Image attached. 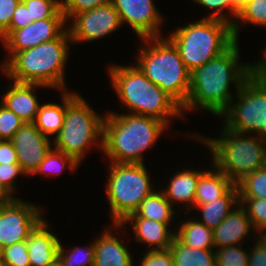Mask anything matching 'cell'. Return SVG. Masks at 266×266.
Masks as SVG:
<instances>
[{
	"label": "cell",
	"mask_w": 266,
	"mask_h": 266,
	"mask_svg": "<svg viewBox=\"0 0 266 266\" xmlns=\"http://www.w3.org/2000/svg\"><path fill=\"white\" fill-rule=\"evenodd\" d=\"M238 43L235 41L225 52L190 73V90L184 110L205 109L220 116L233 103L230 83L238 92L242 84L256 71V64H242ZM191 109V110H190Z\"/></svg>",
	"instance_id": "cell-1"
},
{
	"label": "cell",
	"mask_w": 266,
	"mask_h": 266,
	"mask_svg": "<svg viewBox=\"0 0 266 266\" xmlns=\"http://www.w3.org/2000/svg\"><path fill=\"white\" fill-rule=\"evenodd\" d=\"M103 121V151L112 163L143 164V152L155 144L165 122L150 116L108 113Z\"/></svg>",
	"instance_id": "cell-2"
},
{
	"label": "cell",
	"mask_w": 266,
	"mask_h": 266,
	"mask_svg": "<svg viewBox=\"0 0 266 266\" xmlns=\"http://www.w3.org/2000/svg\"><path fill=\"white\" fill-rule=\"evenodd\" d=\"M69 41L72 40L66 28L58 38L17 52L0 68L12 81L42 84L64 91Z\"/></svg>",
	"instance_id": "cell-3"
},
{
	"label": "cell",
	"mask_w": 266,
	"mask_h": 266,
	"mask_svg": "<svg viewBox=\"0 0 266 266\" xmlns=\"http://www.w3.org/2000/svg\"><path fill=\"white\" fill-rule=\"evenodd\" d=\"M113 88L132 114L157 118L167 125L170 117L182 115V107L135 66L109 67Z\"/></svg>",
	"instance_id": "cell-4"
},
{
	"label": "cell",
	"mask_w": 266,
	"mask_h": 266,
	"mask_svg": "<svg viewBox=\"0 0 266 266\" xmlns=\"http://www.w3.org/2000/svg\"><path fill=\"white\" fill-rule=\"evenodd\" d=\"M142 40L150 43L151 47L141 45L135 65L151 82L183 107L190 90V72L181 59L178 48L168 36L165 39L153 37Z\"/></svg>",
	"instance_id": "cell-5"
},
{
	"label": "cell",
	"mask_w": 266,
	"mask_h": 266,
	"mask_svg": "<svg viewBox=\"0 0 266 266\" xmlns=\"http://www.w3.org/2000/svg\"><path fill=\"white\" fill-rule=\"evenodd\" d=\"M248 135L224 127L220 139L205 136L197 139L211 150L214 167L236 184L246 174L266 166V138Z\"/></svg>",
	"instance_id": "cell-6"
},
{
	"label": "cell",
	"mask_w": 266,
	"mask_h": 266,
	"mask_svg": "<svg viewBox=\"0 0 266 266\" xmlns=\"http://www.w3.org/2000/svg\"><path fill=\"white\" fill-rule=\"evenodd\" d=\"M168 38L178 48L190 73L221 55L235 42L230 24L206 18L182 26Z\"/></svg>",
	"instance_id": "cell-7"
},
{
	"label": "cell",
	"mask_w": 266,
	"mask_h": 266,
	"mask_svg": "<svg viewBox=\"0 0 266 266\" xmlns=\"http://www.w3.org/2000/svg\"><path fill=\"white\" fill-rule=\"evenodd\" d=\"M104 116L98 115L77 93L66 92V112L54 148L73 157L79 164L91 143L103 149ZM101 136V139H99ZM97 140V141H96Z\"/></svg>",
	"instance_id": "cell-8"
},
{
	"label": "cell",
	"mask_w": 266,
	"mask_h": 266,
	"mask_svg": "<svg viewBox=\"0 0 266 266\" xmlns=\"http://www.w3.org/2000/svg\"><path fill=\"white\" fill-rule=\"evenodd\" d=\"M106 193L113 224L134 213L154 191L144 164L110 163Z\"/></svg>",
	"instance_id": "cell-9"
},
{
	"label": "cell",
	"mask_w": 266,
	"mask_h": 266,
	"mask_svg": "<svg viewBox=\"0 0 266 266\" xmlns=\"http://www.w3.org/2000/svg\"><path fill=\"white\" fill-rule=\"evenodd\" d=\"M236 93L238 100L221 114L224 127L266 138V79L256 70Z\"/></svg>",
	"instance_id": "cell-10"
},
{
	"label": "cell",
	"mask_w": 266,
	"mask_h": 266,
	"mask_svg": "<svg viewBox=\"0 0 266 266\" xmlns=\"http://www.w3.org/2000/svg\"><path fill=\"white\" fill-rule=\"evenodd\" d=\"M39 207L15 198L0 208V243L10 246L26 241L30 233L43 220Z\"/></svg>",
	"instance_id": "cell-11"
},
{
	"label": "cell",
	"mask_w": 266,
	"mask_h": 266,
	"mask_svg": "<svg viewBox=\"0 0 266 266\" xmlns=\"http://www.w3.org/2000/svg\"><path fill=\"white\" fill-rule=\"evenodd\" d=\"M72 19L74 22L68 29L73 43L97 40L122 25L120 16L111 1L76 14Z\"/></svg>",
	"instance_id": "cell-12"
},
{
	"label": "cell",
	"mask_w": 266,
	"mask_h": 266,
	"mask_svg": "<svg viewBox=\"0 0 266 266\" xmlns=\"http://www.w3.org/2000/svg\"><path fill=\"white\" fill-rule=\"evenodd\" d=\"M66 18H47L34 21L22 29L4 31L0 35L12 58L17 52L58 38L66 29Z\"/></svg>",
	"instance_id": "cell-13"
},
{
	"label": "cell",
	"mask_w": 266,
	"mask_h": 266,
	"mask_svg": "<svg viewBox=\"0 0 266 266\" xmlns=\"http://www.w3.org/2000/svg\"><path fill=\"white\" fill-rule=\"evenodd\" d=\"M122 24L127 22L141 39L160 37L159 26L163 17L153 0H111Z\"/></svg>",
	"instance_id": "cell-14"
},
{
	"label": "cell",
	"mask_w": 266,
	"mask_h": 266,
	"mask_svg": "<svg viewBox=\"0 0 266 266\" xmlns=\"http://www.w3.org/2000/svg\"><path fill=\"white\" fill-rule=\"evenodd\" d=\"M10 141L25 175H32L51 150L49 137L43 135L34 123H25Z\"/></svg>",
	"instance_id": "cell-15"
},
{
	"label": "cell",
	"mask_w": 266,
	"mask_h": 266,
	"mask_svg": "<svg viewBox=\"0 0 266 266\" xmlns=\"http://www.w3.org/2000/svg\"><path fill=\"white\" fill-rule=\"evenodd\" d=\"M37 87H47L36 83H20L13 81L9 90L4 93L1 103L9 110L14 112L25 123H33L35 121L39 101L33 93Z\"/></svg>",
	"instance_id": "cell-16"
},
{
	"label": "cell",
	"mask_w": 266,
	"mask_h": 266,
	"mask_svg": "<svg viewBox=\"0 0 266 266\" xmlns=\"http://www.w3.org/2000/svg\"><path fill=\"white\" fill-rule=\"evenodd\" d=\"M237 207L235 210L233 207L227 217L213 230L214 248L240 245V240L242 241L249 231L254 229L243 206L237 204Z\"/></svg>",
	"instance_id": "cell-17"
},
{
	"label": "cell",
	"mask_w": 266,
	"mask_h": 266,
	"mask_svg": "<svg viewBox=\"0 0 266 266\" xmlns=\"http://www.w3.org/2000/svg\"><path fill=\"white\" fill-rule=\"evenodd\" d=\"M48 229L43 219L26 240L31 266H46L57 260L60 241Z\"/></svg>",
	"instance_id": "cell-18"
},
{
	"label": "cell",
	"mask_w": 266,
	"mask_h": 266,
	"mask_svg": "<svg viewBox=\"0 0 266 266\" xmlns=\"http://www.w3.org/2000/svg\"><path fill=\"white\" fill-rule=\"evenodd\" d=\"M133 224L132 229L137 242L147 243L149 246H156L150 250L169 249L175 238V232L169 231V223H160L146 218H125L120 224H113L115 227H123L125 224Z\"/></svg>",
	"instance_id": "cell-19"
},
{
	"label": "cell",
	"mask_w": 266,
	"mask_h": 266,
	"mask_svg": "<svg viewBox=\"0 0 266 266\" xmlns=\"http://www.w3.org/2000/svg\"><path fill=\"white\" fill-rule=\"evenodd\" d=\"M94 266H133L132 257L124 243L114 237L111 231L104 230L102 236L94 242Z\"/></svg>",
	"instance_id": "cell-20"
},
{
	"label": "cell",
	"mask_w": 266,
	"mask_h": 266,
	"mask_svg": "<svg viewBox=\"0 0 266 266\" xmlns=\"http://www.w3.org/2000/svg\"><path fill=\"white\" fill-rule=\"evenodd\" d=\"M215 170H205L199 176L195 192V204H206L224 196L235 183L223 172L214 167Z\"/></svg>",
	"instance_id": "cell-21"
},
{
	"label": "cell",
	"mask_w": 266,
	"mask_h": 266,
	"mask_svg": "<svg viewBox=\"0 0 266 266\" xmlns=\"http://www.w3.org/2000/svg\"><path fill=\"white\" fill-rule=\"evenodd\" d=\"M235 203L240 204L237 184L224 196L206 204H195V207L200 209L202 213V220L200 219V222L209 229L214 230L233 210L231 208Z\"/></svg>",
	"instance_id": "cell-22"
},
{
	"label": "cell",
	"mask_w": 266,
	"mask_h": 266,
	"mask_svg": "<svg viewBox=\"0 0 266 266\" xmlns=\"http://www.w3.org/2000/svg\"><path fill=\"white\" fill-rule=\"evenodd\" d=\"M203 172L198 170H183L177 172L169 182L168 189L163 192L171 204L175 202H183L194 205L195 207V192L198 184L199 176Z\"/></svg>",
	"instance_id": "cell-23"
},
{
	"label": "cell",
	"mask_w": 266,
	"mask_h": 266,
	"mask_svg": "<svg viewBox=\"0 0 266 266\" xmlns=\"http://www.w3.org/2000/svg\"><path fill=\"white\" fill-rule=\"evenodd\" d=\"M175 212L172 204L162 191H154L147 196L140 204L139 208L126 218H146L160 223H170Z\"/></svg>",
	"instance_id": "cell-24"
},
{
	"label": "cell",
	"mask_w": 266,
	"mask_h": 266,
	"mask_svg": "<svg viewBox=\"0 0 266 266\" xmlns=\"http://www.w3.org/2000/svg\"><path fill=\"white\" fill-rule=\"evenodd\" d=\"M169 249L174 266H216L213 249H194L185 246L176 237Z\"/></svg>",
	"instance_id": "cell-25"
},
{
	"label": "cell",
	"mask_w": 266,
	"mask_h": 266,
	"mask_svg": "<svg viewBox=\"0 0 266 266\" xmlns=\"http://www.w3.org/2000/svg\"><path fill=\"white\" fill-rule=\"evenodd\" d=\"M62 92V106L53 103L40 105L33 122L39 131L47 137L57 135L63 125L66 112V90Z\"/></svg>",
	"instance_id": "cell-26"
},
{
	"label": "cell",
	"mask_w": 266,
	"mask_h": 266,
	"mask_svg": "<svg viewBox=\"0 0 266 266\" xmlns=\"http://www.w3.org/2000/svg\"><path fill=\"white\" fill-rule=\"evenodd\" d=\"M181 223L179 231L175 237L185 246H190L194 249H212L213 230L209 229L203 223L197 220H185Z\"/></svg>",
	"instance_id": "cell-27"
},
{
	"label": "cell",
	"mask_w": 266,
	"mask_h": 266,
	"mask_svg": "<svg viewBox=\"0 0 266 266\" xmlns=\"http://www.w3.org/2000/svg\"><path fill=\"white\" fill-rule=\"evenodd\" d=\"M239 198L266 200V166L246 174L237 183Z\"/></svg>",
	"instance_id": "cell-28"
},
{
	"label": "cell",
	"mask_w": 266,
	"mask_h": 266,
	"mask_svg": "<svg viewBox=\"0 0 266 266\" xmlns=\"http://www.w3.org/2000/svg\"><path fill=\"white\" fill-rule=\"evenodd\" d=\"M237 20L234 21L232 32L235 41L238 42L239 21L248 22L266 27V0H247L240 8Z\"/></svg>",
	"instance_id": "cell-29"
},
{
	"label": "cell",
	"mask_w": 266,
	"mask_h": 266,
	"mask_svg": "<svg viewBox=\"0 0 266 266\" xmlns=\"http://www.w3.org/2000/svg\"><path fill=\"white\" fill-rule=\"evenodd\" d=\"M65 165H67L70 170H75L79 167V163L73 157L66 155L60 150L51 148L32 175L37 173H54L53 175H55L56 173H61Z\"/></svg>",
	"instance_id": "cell-30"
},
{
	"label": "cell",
	"mask_w": 266,
	"mask_h": 266,
	"mask_svg": "<svg viewBox=\"0 0 266 266\" xmlns=\"http://www.w3.org/2000/svg\"><path fill=\"white\" fill-rule=\"evenodd\" d=\"M70 253L64 252V248L59 244L57 260L61 266H94L95 264V246L94 242L82 248L76 246L71 248Z\"/></svg>",
	"instance_id": "cell-31"
},
{
	"label": "cell",
	"mask_w": 266,
	"mask_h": 266,
	"mask_svg": "<svg viewBox=\"0 0 266 266\" xmlns=\"http://www.w3.org/2000/svg\"><path fill=\"white\" fill-rule=\"evenodd\" d=\"M239 203L246 210L247 216L250 218L252 226L259 235H266V200L256 198H239ZM264 231V232H263ZM263 232V233H262Z\"/></svg>",
	"instance_id": "cell-32"
},
{
	"label": "cell",
	"mask_w": 266,
	"mask_h": 266,
	"mask_svg": "<svg viewBox=\"0 0 266 266\" xmlns=\"http://www.w3.org/2000/svg\"><path fill=\"white\" fill-rule=\"evenodd\" d=\"M29 10L30 21L47 18H65L61 8L50 0H21Z\"/></svg>",
	"instance_id": "cell-33"
},
{
	"label": "cell",
	"mask_w": 266,
	"mask_h": 266,
	"mask_svg": "<svg viewBox=\"0 0 266 266\" xmlns=\"http://www.w3.org/2000/svg\"><path fill=\"white\" fill-rule=\"evenodd\" d=\"M249 252L242 245L218 248L215 251L216 266H247Z\"/></svg>",
	"instance_id": "cell-34"
},
{
	"label": "cell",
	"mask_w": 266,
	"mask_h": 266,
	"mask_svg": "<svg viewBox=\"0 0 266 266\" xmlns=\"http://www.w3.org/2000/svg\"><path fill=\"white\" fill-rule=\"evenodd\" d=\"M196 3L201 4L202 6L210 9H214L210 16H207L206 19H215L226 22L231 26L234 25V21L227 19L225 14H222L223 9H229V13L232 14L234 18L238 17L240 12V7L234 2V0H193Z\"/></svg>",
	"instance_id": "cell-35"
},
{
	"label": "cell",
	"mask_w": 266,
	"mask_h": 266,
	"mask_svg": "<svg viewBox=\"0 0 266 266\" xmlns=\"http://www.w3.org/2000/svg\"><path fill=\"white\" fill-rule=\"evenodd\" d=\"M25 122L0 102V140H10Z\"/></svg>",
	"instance_id": "cell-36"
},
{
	"label": "cell",
	"mask_w": 266,
	"mask_h": 266,
	"mask_svg": "<svg viewBox=\"0 0 266 266\" xmlns=\"http://www.w3.org/2000/svg\"><path fill=\"white\" fill-rule=\"evenodd\" d=\"M2 261L6 266H31L26 241L4 247Z\"/></svg>",
	"instance_id": "cell-37"
},
{
	"label": "cell",
	"mask_w": 266,
	"mask_h": 266,
	"mask_svg": "<svg viewBox=\"0 0 266 266\" xmlns=\"http://www.w3.org/2000/svg\"><path fill=\"white\" fill-rule=\"evenodd\" d=\"M111 0H67L61 9L66 21L72 19L76 14L94 9Z\"/></svg>",
	"instance_id": "cell-38"
},
{
	"label": "cell",
	"mask_w": 266,
	"mask_h": 266,
	"mask_svg": "<svg viewBox=\"0 0 266 266\" xmlns=\"http://www.w3.org/2000/svg\"><path fill=\"white\" fill-rule=\"evenodd\" d=\"M139 266H174L170 249L147 250Z\"/></svg>",
	"instance_id": "cell-39"
},
{
	"label": "cell",
	"mask_w": 266,
	"mask_h": 266,
	"mask_svg": "<svg viewBox=\"0 0 266 266\" xmlns=\"http://www.w3.org/2000/svg\"><path fill=\"white\" fill-rule=\"evenodd\" d=\"M22 174L25 175L19 164H0V185L12 193L15 188L14 179Z\"/></svg>",
	"instance_id": "cell-40"
},
{
	"label": "cell",
	"mask_w": 266,
	"mask_h": 266,
	"mask_svg": "<svg viewBox=\"0 0 266 266\" xmlns=\"http://www.w3.org/2000/svg\"><path fill=\"white\" fill-rule=\"evenodd\" d=\"M255 247L250 250L247 266H266V235H259Z\"/></svg>",
	"instance_id": "cell-41"
},
{
	"label": "cell",
	"mask_w": 266,
	"mask_h": 266,
	"mask_svg": "<svg viewBox=\"0 0 266 266\" xmlns=\"http://www.w3.org/2000/svg\"><path fill=\"white\" fill-rule=\"evenodd\" d=\"M21 0H0V35L10 26L14 11Z\"/></svg>",
	"instance_id": "cell-42"
},
{
	"label": "cell",
	"mask_w": 266,
	"mask_h": 266,
	"mask_svg": "<svg viewBox=\"0 0 266 266\" xmlns=\"http://www.w3.org/2000/svg\"><path fill=\"white\" fill-rule=\"evenodd\" d=\"M30 23V14L26 5L20 1L17 5L10 26L5 31H14L28 26Z\"/></svg>",
	"instance_id": "cell-43"
},
{
	"label": "cell",
	"mask_w": 266,
	"mask_h": 266,
	"mask_svg": "<svg viewBox=\"0 0 266 266\" xmlns=\"http://www.w3.org/2000/svg\"><path fill=\"white\" fill-rule=\"evenodd\" d=\"M18 164L16 151L10 140H0V164Z\"/></svg>",
	"instance_id": "cell-44"
},
{
	"label": "cell",
	"mask_w": 266,
	"mask_h": 266,
	"mask_svg": "<svg viewBox=\"0 0 266 266\" xmlns=\"http://www.w3.org/2000/svg\"><path fill=\"white\" fill-rule=\"evenodd\" d=\"M14 199L15 197L12 196L11 192L0 185V208L10 204Z\"/></svg>",
	"instance_id": "cell-45"
},
{
	"label": "cell",
	"mask_w": 266,
	"mask_h": 266,
	"mask_svg": "<svg viewBox=\"0 0 266 266\" xmlns=\"http://www.w3.org/2000/svg\"><path fill=\"white\" fill-rule=\"evenodd\" d=\"M256 63V70L266 79V56Z\"/></svg>",
	"instance_id": "cell-46"
},
{
	"label": "cell",
	"mask_w": 266,
	"mask_h": 266,
	"mask_svg": "<svg viewBox=\"0 0 266 266\" xmlns=\"http://www.w3.org/2000/svg\"><path fill=\"white\" fill-rule=\"evenodd\" d=\"M50 1H53L55 4H57L62 9L67 0H61V1H59V0H50Z\"/></svg>",
	"instance_id": "cell-47"
},
{
	"label": "cell",
	"mask_w": 266,
	"mask_h": 266,
	"mask_svg": "<svg viewBox=\"0 0 266 266\" xmlns=\"http://www.w3.org/2000/svg\"><path fill=\"white\" fill-rule=\"evenodd\" d=\"M247 0H234V2L241 8V6L246 2Z\"/></svg>",
	"instance_id": "cell-48"
},
{
	"label": "cell",
	"mask_w": 266,
	"mask_h": 266,
	"mask_svg": "<svg viewBox=\"0 0 266 266\" xmlns=\"http://www.w3.org/2000/svg\"><path fill=\"white\" fill-rule=\"evenodd\" d=\"M46 266H61V265H60L59 261L56 260V261H54L53 263H51V264H49V265H46Z\"/></svg>",
	"instance_id": "cell-49"
},
{
	"label": "cell",
	"mask_w": 266,
	"mask_h": 266,
	"mask_svg": "<svg viewBox=\"0 0 266 266\" xmlns=\"http://www.w3.org/2000/svg\"><path fill=\"white\" fill-rule=\"evenodd\" d=\"M4 246L0 243V258L3 256Z\"/></svg>",
	"instance_id": "cell-50"
},
{
	"label": "cell",
	"mask_w": 266,
	"mask_h": 266,
	"mask_svg": "<svg viewBox=\"0 0 266 266\" xmlns=\"http://www.w3.org/2000/svg\"><path fill=\"white\" fill-rule=\"evenodd\" d=\"M0 266H6L5 263L2 261V258H0Z\"/></svg>",
	"instance_id": "cell-51"
},
{
	"label": "cell",
	"mask_w": 266,
	"mask_h": 266,
	"mask_svg": "<svg viewBox=\"0 0 266 266\" xmlns=\"http://www.w3.org/2000/svg\"><path fill=\"white\" fill-rule=\"evenodd\" d=\"M263 52H264L263 55H264V57H265V56H266V50H264Z\"/></svg>",
	"instance_id": "cell-52"
}]
</instances>
